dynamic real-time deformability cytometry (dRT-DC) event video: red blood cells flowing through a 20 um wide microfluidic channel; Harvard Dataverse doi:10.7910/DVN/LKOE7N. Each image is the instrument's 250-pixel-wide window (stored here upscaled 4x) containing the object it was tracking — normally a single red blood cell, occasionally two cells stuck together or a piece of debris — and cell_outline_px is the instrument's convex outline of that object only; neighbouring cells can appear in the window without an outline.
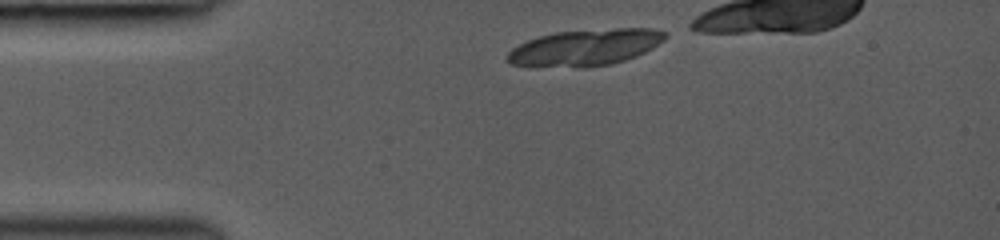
{"species": "common noctule bat (a hibernating species)", "species_latin": "Nyctalus noctula", "temperature_condition": "room temperature", "stored_images_in_passage": 12, "camera_frame_rate_fps": 3000, "um_per_image_px": 0.085, "animal": {"sex": "female", "body_mass_g": 19.0, "forearm_length_mm": 53.3}, "frame": {"image": 1, "passage_image": 1, "time_ms": 0.0, "image_size_px": [1000, 240], "cell_outline_px": [[668, 36], [664, 40], [652, 48], [636, 56], [612, 64], [512, 64], [504, 56], [512, 48], [528, 40], [540, 36], [556, 32], [616, 28], [652, 28], [668, 32]], "centroid_in_image_um": [49.86, 3.96], "position_along_channel_um": 35.1, "area_um2": 31.96}}